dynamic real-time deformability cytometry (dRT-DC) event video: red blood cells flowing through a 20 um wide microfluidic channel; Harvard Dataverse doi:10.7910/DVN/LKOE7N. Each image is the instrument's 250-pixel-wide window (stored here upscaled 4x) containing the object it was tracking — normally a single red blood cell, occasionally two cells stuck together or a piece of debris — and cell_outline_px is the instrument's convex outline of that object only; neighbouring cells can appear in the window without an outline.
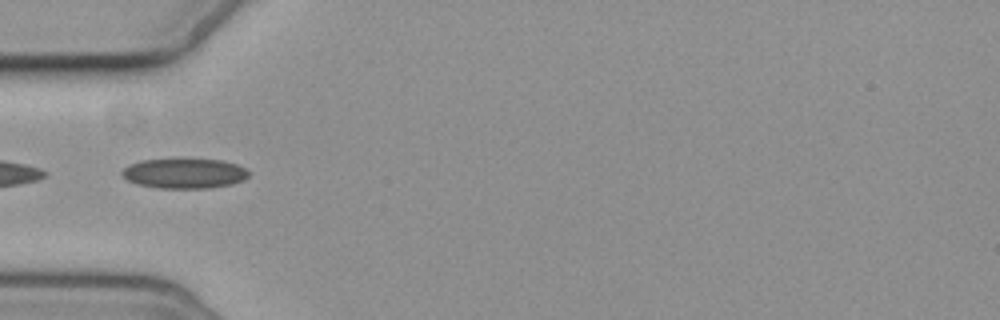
{"species": "common noctule bat (a hibernating species)", "species_latin": "Nyctalus noctula", "temperature_condition": "cold", "stored_images_in_passage": 6, "camera_frame_rate_fps": 3000, "um_per_image_px": 0.085, "animal": {"sex": "female", "body_mass_g": 19.3, "forearm_length_mm": 54.1}, "frame": {"image": 1, "passage_image": 4, "time_ms": 3.667, "image_size_px": [1000, 320], "cell_outline_px": [[248, 176], [244, 180], [232, 184], [208, 188], [160, 188], [136, 184], [128, 180], [120, 172], [128, 164], [140, 160], [220, 160], [236, 164], [244, 168], [248, 172]], "centroid_in_image_um": [15.65, 14.75], "position_along_channel_um": 69.4, "area_um2": 21.85}}
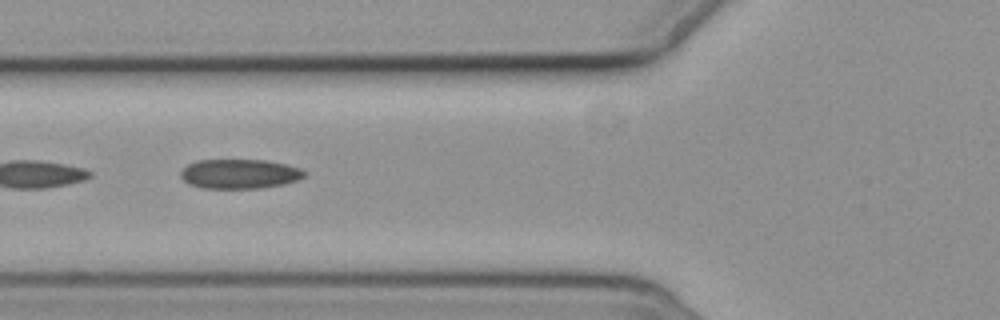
{"frame": {"image": 2, "passage_image": 5, "time_ms": 4.667, "image_size_px": [1000, 320], "cell_outline_px": [[304, 176], [296, 180], [284, 184], [260, 188], [200, 188], [188, 184], [180, 176], [180, 172], [188, 164], [196, 160], [264, 160], [284, 164], [300, 168], [304, 172]], "centroid_in_image_um": [20.31, 14.78], "position_along_channel_um": 105.5, "area_um2": 21.15}}
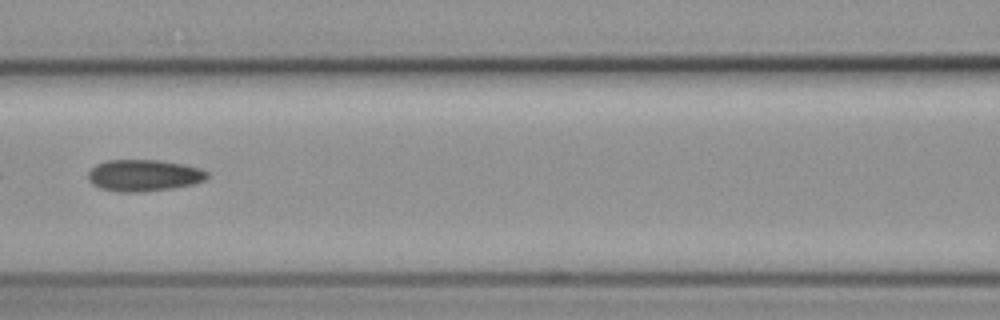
{"frame": {"image": 3, "passage_image": 6, "time_ms": 6.0, "image_size_px": [1000, 320], "cell_outline_px": [[208, 176], [204, 180], [192, 184], [172, 188], [140, 192], [120, 192], [100, 188], [92, 184], [88, 180], [88, 172], [96, 164], [104, 160], [160, 160], [184, 164], [200, 168], [208, 172]], "centroid_in_image_um": [12.2, 14.9], "position_along_channel_um": 154.4, "area_um2": 22.02}}